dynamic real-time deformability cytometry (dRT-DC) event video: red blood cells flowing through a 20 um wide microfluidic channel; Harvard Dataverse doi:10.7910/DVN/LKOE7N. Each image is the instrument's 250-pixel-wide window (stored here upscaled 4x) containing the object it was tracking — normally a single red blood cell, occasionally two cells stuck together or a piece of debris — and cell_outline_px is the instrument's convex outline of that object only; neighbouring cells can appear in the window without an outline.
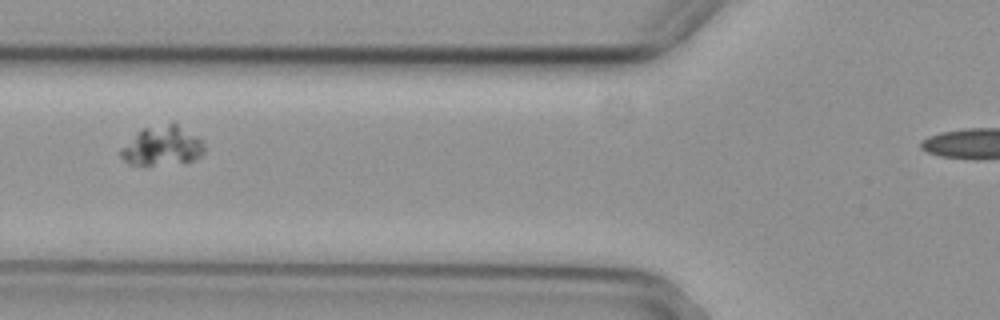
{"species": "common noctule bat (a hibernating species)", "species_latin": "Nyctalus noctula", "temperature_condition": "cold", "stored_images_in_passage": 7, "camera_frame_rate_fps": 3000, "um_per_image_px": 0.085, "animal": {"sex": "female", "body_mass_g": 29.2, "forearm_length_mm": 56.3}, "frame": {"image": 1, "passage_image": 3, "time_ms": 0.667, "image_size_px": [1000, 320], "cell_outline_px": [[204, 152], [200, 156], [192, 160], [152, 164], [128, 164], [120, 156], [120, 148], [136, 132], [144, 128], [172, 120], [196, 136], [204, 144]], "centroid_in_image_um": [13.75, 12.34], "position_along_channel_um": 112.0, "area_um2": 19.02}}
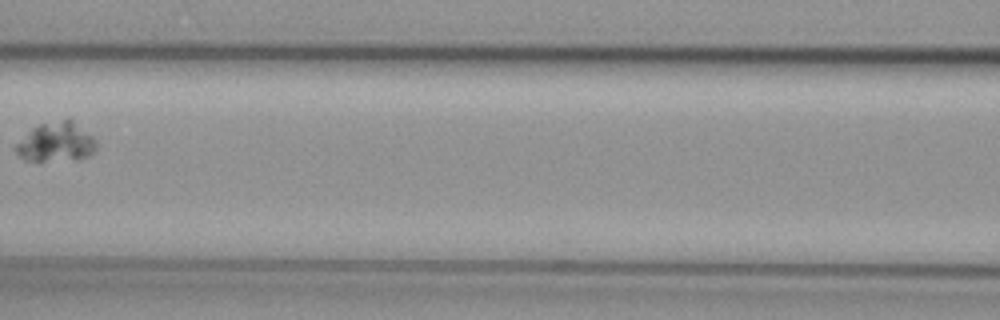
{"frame": {"image": 2, "passage_image": 4, "time_ms": 1.0, "image_size_px": [1000, 320], "cell_outline_px": [[96, 148], [88, 156], [44, 160], [24, 160], [16, 152], [16, 144], [32, 128], [40, 124], [64, 120], [72, 120], [92, 136], [96, 140]], "centroid_in_image_um": [4.75, 12.06], "position_along_channel_um": 161.8, "area_um2": 17.57}}
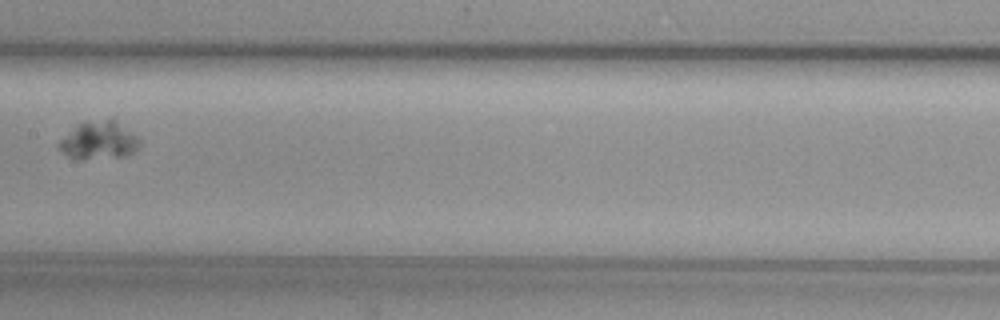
{"frame": {"image": 3, "passage_image": 5, "time_ms": 1.333, "image_size_px": [1000, 320], "cell_outline_px": [[140, 144], [128, 156], [80, 160], [68, 156], [56, 144], [60, 140], [80, 124], [88, 120], [112, 116], [136, 136]], "centroid_in_image_um": [8.42, 11.91], "position_along_channel_um": 199.0, "area_um2": 17.92}}